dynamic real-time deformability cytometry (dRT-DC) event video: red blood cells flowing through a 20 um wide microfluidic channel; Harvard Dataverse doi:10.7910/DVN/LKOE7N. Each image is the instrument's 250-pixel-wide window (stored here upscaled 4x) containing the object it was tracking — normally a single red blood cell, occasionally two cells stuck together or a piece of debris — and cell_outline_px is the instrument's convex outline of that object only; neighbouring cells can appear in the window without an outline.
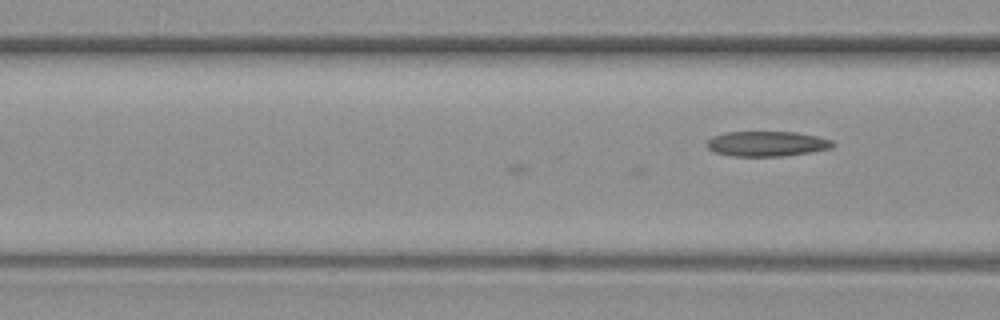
{"species": "common noctule bat (a hibernating species)", "species_latin": "Nyctalus noctula", "temperature_condition": "warm", "stored_images_in_passage": 21, "camera_frame_rate_fps": 3000, "um_per_image_px": 0.085, "animal": {"sex": "female", "body_mass_g": 19.3, "forearm_length_mm": 54.1}, "frame": {"image": 1, "passage_image": 21, "time_ms": 6.667, "image_size_px": [1000, 320], "cell_outline_px": [[836, 144], [832, 148], [784, 156], [732, 156], [716, 152], [708, 148], [708, 140], [712, 136], [728, 132], [796, 132], [816, 136], [832, 140]], "centroid_in_image_um": [65.21, 12.22], "position_along_channel_um": 101.4, "area_um2": 18.26}}